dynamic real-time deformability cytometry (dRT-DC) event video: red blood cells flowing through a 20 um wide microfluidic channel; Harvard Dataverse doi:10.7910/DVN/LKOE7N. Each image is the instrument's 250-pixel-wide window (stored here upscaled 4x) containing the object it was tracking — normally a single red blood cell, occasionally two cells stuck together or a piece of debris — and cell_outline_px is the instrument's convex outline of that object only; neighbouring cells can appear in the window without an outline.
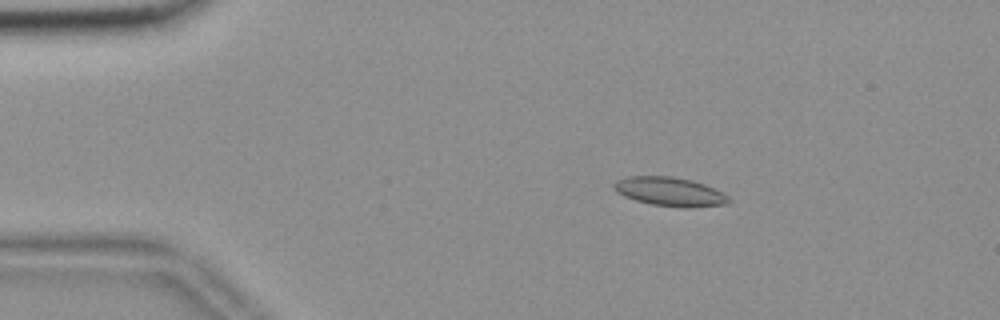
{"species": "common noctule bat (a hibernating species)", "species_latin": "Nyctalus noctula", "temperature_condition": "room temperature", "stored_images_in_passage": 53, "camera_frame_rate_fps": 3000, "um_per_image_px": 0.085, "animal": {"sex": "female", "body_mass_g": 18.4}, "frame": {"image": 1, "passage_image": 7, "time_ms": 2.0, "image_size_px": [1000, 320], "cell_outline_px": [[732, 200], [728, 204], [684, 208], [652, 204], [636, 200], [624, 196], [616, 192], [612, 188], [612, 184], [616, 180], [628, 176], [672, 176], [692, 180], [704, 184], [724, 192]], "centroid_in_image_um": [56.94, 16.28], "position_along_channel_um": 28.1, "area_um2": 19.54}}
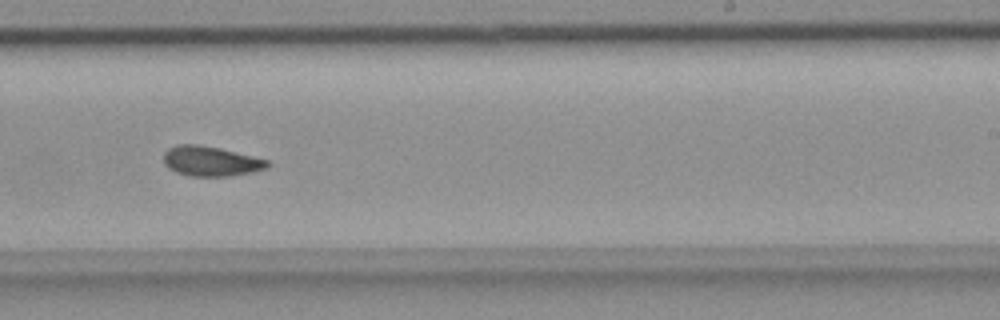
{"frame": {"image": 2, "passage_image": 32, "time_ms": 10.333, "image_size_px": [1000, 320], "cell_outline_px": [[272, 164], [268, 168], [252, 172], [228, 176], [192, 176], [176, 172], [168, 168], [164, 164], [164, 152], [168, 148], [180, 144], [196, 144], [220, 148], [268, 160]], "centroid_in_image_um": [17.92, 13.7], "position_along_channel_um": 271.1, "area_um2": 18.09}}
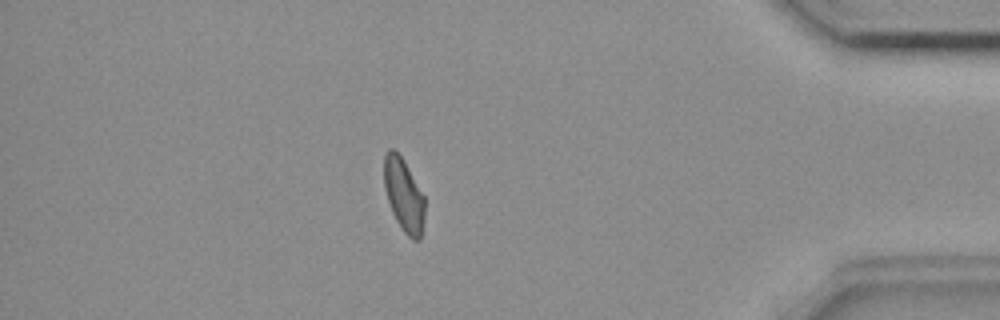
{"frame": {"image": 3, "passage_image": 46, "time_ms": 15.0, "image_size_px": [1000, 320], "cell_outline_px": [[424, 216], [420, 240], [412, 240], [404, 232], [396, 220], [392, 212], [384, 188], [384, 156], [388, 148], [392, 148], [404, 160], [424, 196]], "centroid_in_image_um": [34.31, 16.57], "position_along_channel_um": 400.9, "area_um2": 17.22}, "authors_computed_cell_mechanics": {"area_um2": 18.0914, "velocity_mm_per_s": 3.6313, "shape_relaxation_time_tau1_ms": null, "shape_relaxation_time_tau2_ms": 2.962, "deformation_change_tau1": null, "deformation_change_tau2": 0.0891}}